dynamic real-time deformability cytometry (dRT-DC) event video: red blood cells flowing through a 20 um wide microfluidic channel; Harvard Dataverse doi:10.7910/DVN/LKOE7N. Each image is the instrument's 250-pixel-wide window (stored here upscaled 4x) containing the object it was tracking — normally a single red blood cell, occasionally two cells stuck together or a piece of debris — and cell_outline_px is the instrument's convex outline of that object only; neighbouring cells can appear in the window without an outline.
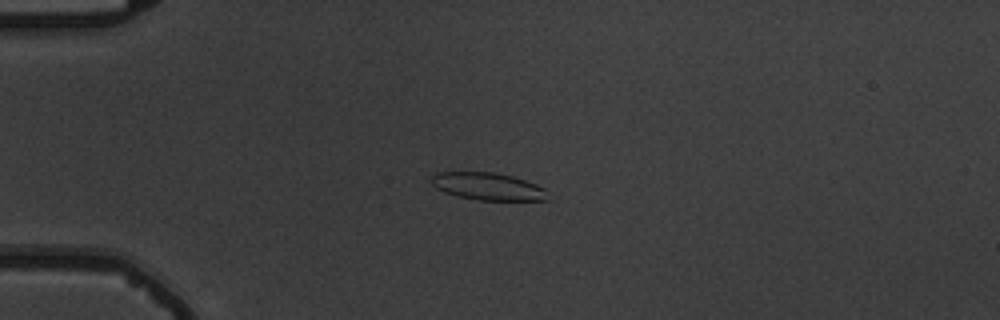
{"species": "common noctule bat (a hibernating species)", "species_latin": "Nyctalus noctula", "temperature_condition": "warm", "stored_images_in_passage": 4, "camera_frame_rate_fps": 3000, "um_per_image_px": 0.085, "animal": {"sex": "male", "body_mass_g": 19.5, "forearm_length_mm": 54.6}, "frame": {"image": 1, "passage_image": 3, "time_ms": 2.333, "image_size_px": [1000, 320], "cell_outline_px": [[548, 200], [476, 200], [456, 196], [444, 192], [436, 188], [432, 184], [432, 176], [436, 172], [496, 172], [512, 176], [536, 184], [544, 188]], "centroid_in_image_um": [41.44, 15.84], "position_along_channel_um": 43.6, "area_um2": 18.55}}